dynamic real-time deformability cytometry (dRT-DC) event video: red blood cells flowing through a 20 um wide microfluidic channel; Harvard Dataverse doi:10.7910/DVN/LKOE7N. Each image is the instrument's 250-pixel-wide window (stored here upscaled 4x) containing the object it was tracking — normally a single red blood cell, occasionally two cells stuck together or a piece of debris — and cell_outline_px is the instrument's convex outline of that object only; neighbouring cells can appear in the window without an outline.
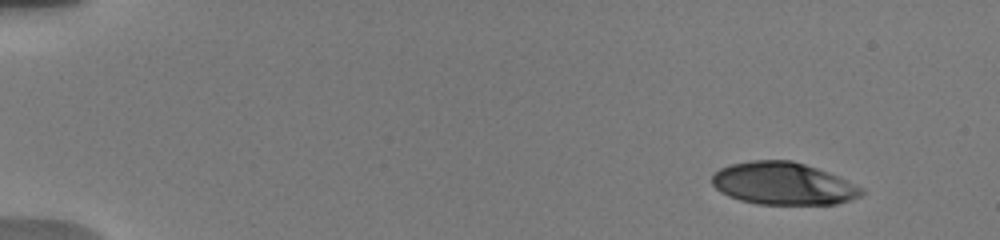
{"species": "human", "species_latin": "Homo sapiens", "temperature_condition": "warm", "stored_images_in_passage": 22, "camera_frame_rate_fps": 3000, "um_per_image_px": 0.085, "donor": {"sex": "male"}, "frame": {"image": 1, "passage_image": 1, "time_ms": 0.0, "image_size_px": [1000, 240], "cell_outline_px": [[864, 192], [860, 196], [852, 200], [836, 204], [756, 204], [740, 200], [728, 196], [720, 192], [712, 184], [712, 172], [720, 168], [732, 164], [752, 160], [792, 160], [840, 176], [864, 188]], "centroid_in_image_um": [66.58, 15.61], "position_along_channel_um": 18.4, "area_um2": 37.22}}
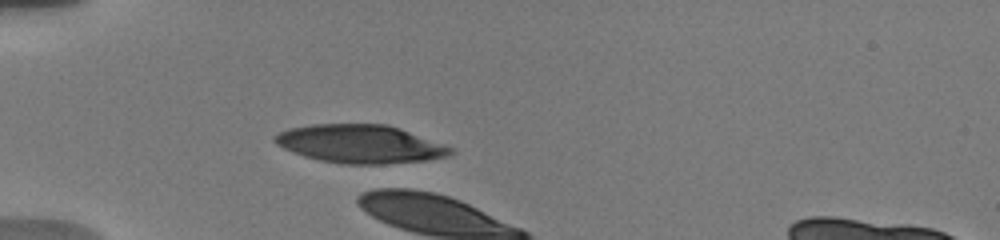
{"frame": {"image": 2, "passage_image": 16, "time_ms": 4.0, "image_size_px": [1000, 240], "cell_outline_px": [[456, 152], [448, 156], [424, 160], [384, 164], [344, 164], [320, 160], [304, 156], [292, 152], [276, 144], [272, 140], [272, 136], [288, 128], [312, 124], [388, 124], [400, 128], [444, 144], [452, 148]], "centroid_in_image_um": [30.6, 12.23], "position_along_channel_um": 54.4, "area_um2": 39.3}}